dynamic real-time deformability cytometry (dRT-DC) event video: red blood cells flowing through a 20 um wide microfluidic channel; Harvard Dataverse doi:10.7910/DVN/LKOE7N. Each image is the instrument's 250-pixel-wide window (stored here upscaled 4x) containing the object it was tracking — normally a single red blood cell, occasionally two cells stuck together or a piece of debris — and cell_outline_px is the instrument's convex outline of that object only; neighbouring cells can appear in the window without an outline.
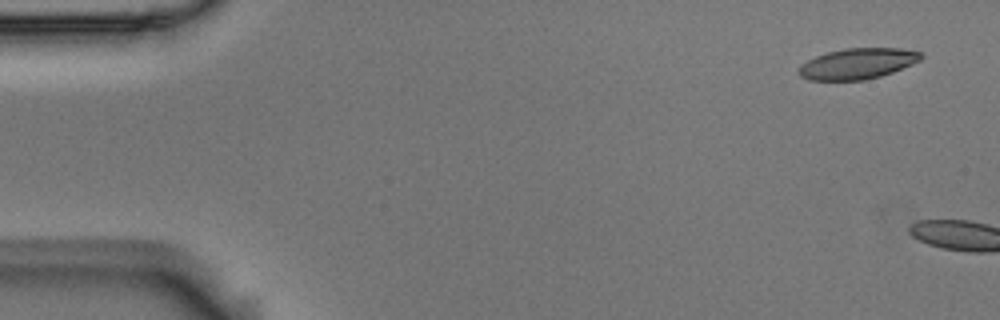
{"species": "Egyptian fruit bat (a non-hibernating species)", "species_latin": "Rousettus aegyptiacus", "temperature_condition": "room temperature", "stored_images_in_passage": 6, "camera_frame_rate_fps": 3000, "um_per_image_px": 0.085, "animal": {"sex": "male"}, "frame": {"image": 1, "passage_image": 1, "time_ms": 0.0, "image_size_px": [1000, 320], "cell_outline_px": [[924, 56], [920, 60], [912, 64], [892, 72], [880, 76], [864, 80], [808, 80], [800, 76], [796, 72], [800, 64], [816, 56], [828, 52], [844, 48], [900, 48], [920, 52]], "centroid_in_image_um": [72.86, 5.41], "position_along_channel_um": 12.1, "area_um2": 21.96}}